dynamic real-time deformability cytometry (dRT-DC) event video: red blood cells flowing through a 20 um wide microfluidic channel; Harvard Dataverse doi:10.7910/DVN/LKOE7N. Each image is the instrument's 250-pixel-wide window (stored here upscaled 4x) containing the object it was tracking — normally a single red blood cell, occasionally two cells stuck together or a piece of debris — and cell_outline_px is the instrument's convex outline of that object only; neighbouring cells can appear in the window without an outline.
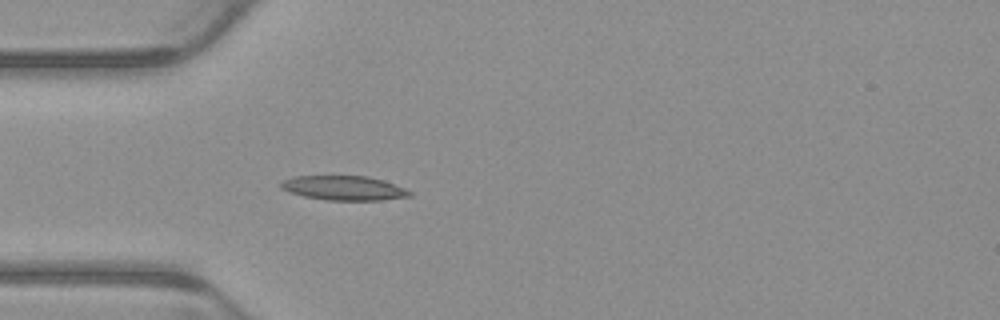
{"species": "common noctule bat (a hibernating species)", "species_latin": "Nyctalus noctula", "temperature_condition": "warm", "stored_images_in_passage": 3, "camera_frame_rate_fps": 3000, "um_per_image_px": 0.085, "animal": {"sex": "male", "body_mass_g": 23.1, "forearm_length_mm": 52.7}, "frame": {"image": 1, "passage_image": 3, "time_ms": 0.667, "image_size_px": [1000, 320], "cell_outline_px": [[412, 196], [380, 200], [324, 200], [304, 196], [280, 188], [280, 184], [284, 180], [296, 176], [368, 176], [384, 180], [404, 188], [412, 192]], "centroid_in_image_um": [29.26, 15.98], "position_along_channel_um": 55.7, "area_um2": 18.21}}